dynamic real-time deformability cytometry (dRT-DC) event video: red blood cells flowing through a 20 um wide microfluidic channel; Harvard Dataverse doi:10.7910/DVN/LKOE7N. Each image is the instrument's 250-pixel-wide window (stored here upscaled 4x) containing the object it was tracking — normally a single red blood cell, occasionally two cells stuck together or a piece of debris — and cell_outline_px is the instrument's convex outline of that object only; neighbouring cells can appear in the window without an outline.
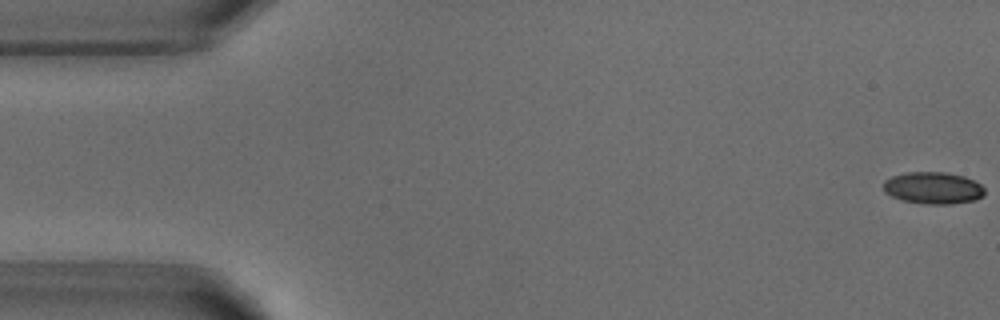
{"species": "common noctule bat (a hibernating species)", "species_latin": "Nyctalus noctula", "temperature_condition": "warm", "stored_images_in_passage": 9, "segment_of_instrument_passage": [1, 2], "camera_frame_rate_fps": 3000, "um_per_image_px": 0.085, "animal": {"sex": "male", "body_mass_g": 18.8}, "frame": {"image": 1, "passage_image": 1, "time_ms": 0.0, "image_size_px": [1000, 320], "cell_outline_px": [[984, 196], [976, 200], [952, 204], [924, 204], [900, 200], [884, 192], [884, 180], [892, 176], [908, 172], [944, 172], [964, 176], [980, 184], [984, 188]], "centroid_in_image_um": [79.31, 15.98], "position_along_channel_um": 5.7, "area_um2": 18.96}}